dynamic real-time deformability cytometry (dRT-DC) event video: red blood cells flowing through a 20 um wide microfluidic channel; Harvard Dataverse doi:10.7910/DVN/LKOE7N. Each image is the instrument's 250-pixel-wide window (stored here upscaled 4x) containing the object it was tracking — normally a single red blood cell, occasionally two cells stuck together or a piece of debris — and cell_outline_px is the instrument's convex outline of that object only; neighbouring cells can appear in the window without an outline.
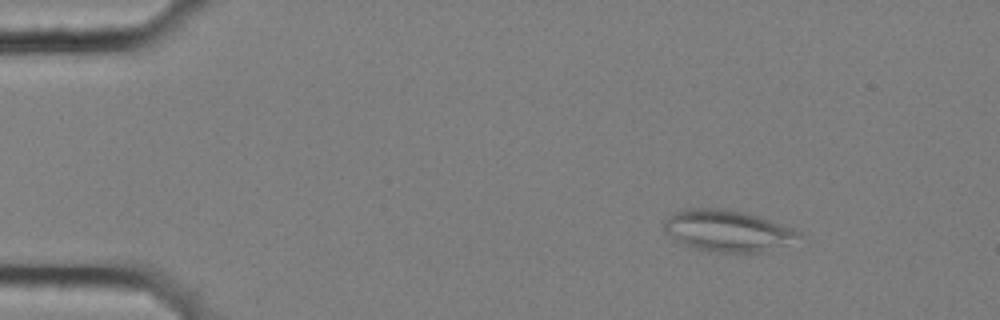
{"species": "common noctule bat (a hibernating species)", "species_latin": "Nyctalus noctula", "temperature_condition": "cold", "stored_images_in_passage": 5, "camera_frame_rate_fps": 3000, "um_per_image_px": 0.085, "animal": {"sex": "female", "body_mass_g": 25.1}, "frame": {"image": 1, "passage_image": 2, "time_ms": 0.333, "image_size_px": [1000, 320], "cell_outline_px": [[804, 236], [784, 244], [760, 252], [708, 252], [688, 248], [664, 232], [664, 220], [672, 212], [688, 208], [724, 208], [748, 212], [760, 216], [792, 228], [800, 232]], "centroid_in_image_um": [61.77, 19.6], "position_along_channel_um": 23.2, "area_um2": 32.89}}